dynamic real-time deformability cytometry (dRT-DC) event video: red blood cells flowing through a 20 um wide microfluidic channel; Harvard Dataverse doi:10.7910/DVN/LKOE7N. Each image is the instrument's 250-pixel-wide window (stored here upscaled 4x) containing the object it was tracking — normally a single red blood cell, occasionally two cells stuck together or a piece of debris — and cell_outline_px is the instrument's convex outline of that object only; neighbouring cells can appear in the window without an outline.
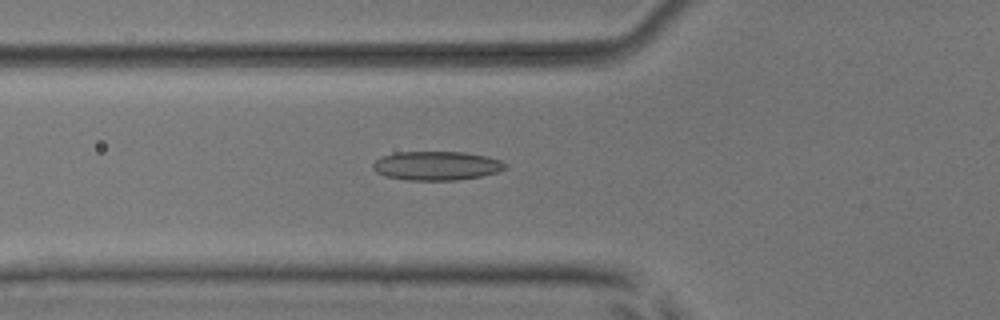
{"species": "common noctule bat (a hibernating species)", "species_latin": "Nyctalus noctula", "temperature_condition": "room temperature", "stored_images_in_passage": 54, "camera_frame_rate_fps": 3000, "um_per_image_px": 0.085, "animal": {"sex": "male", "body_mass_g": 17.9, "forearm_length_mm": 54.2}, "frame": {"image": 1, "passage_image": 20, "time_ms": 6.333, "image_size_px": [1000, 320], "cell_outline_px": [[504, 168], [496, 172], [480, 176], [456, 180], [408, 180], [384, 176], [376, 172], [372, 168], [372, 164], [380, 156], [396, 152], [464, 152], [488, 156], [500, 160], [504, 164]], "centroid_in_image_um": [37.04, 14.08], "position_along_channel_um": 88.8, "area_um2": 22.25}}
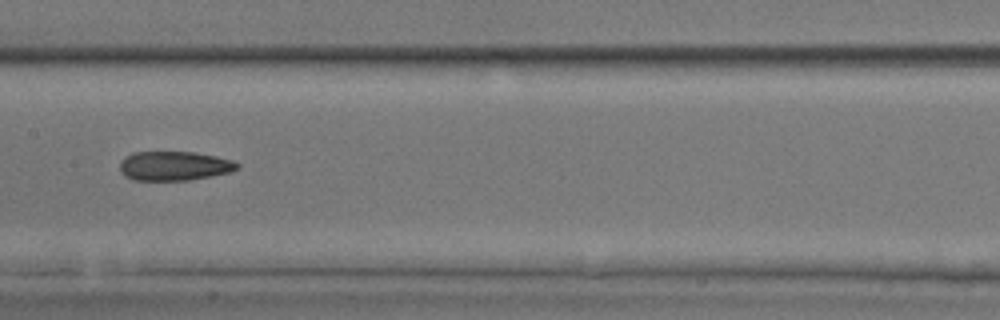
{"frame": {"image": 2, "passage_image": 28, "time_ms": 9.0, "image_size_px": [1000, 320], "cell_outline_px": [[240, 168], [232, 172], [212, 176], [188, 180], [132, 180], [124, 176], [120, 172], [120, 160], [124, 156], [132, 152], [196, 152], [216, 156], [232, 160], [240, 164]], "centroid_in_image_um": [14.81, 14.1], "position_along_channel_um": 192.6, "area_um2": 20.35}}
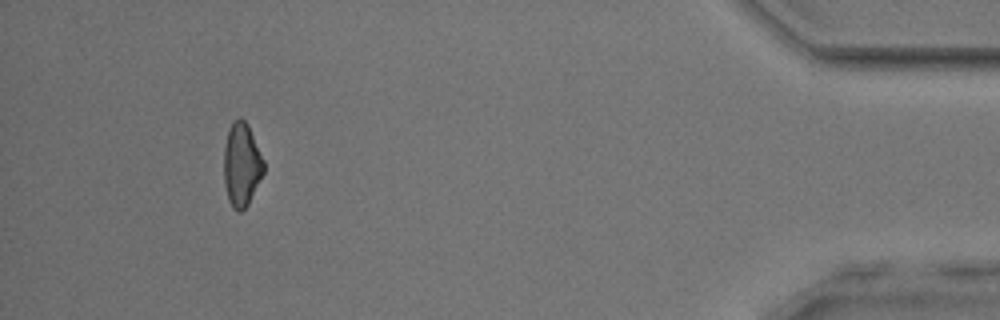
{"frame": {"image": 3, "passage_image": 50, "time_ms": 16.333, "image_size_px": [1000, 320], "cell_outline_px": [[264, 172], [248, 204], [240, 212], [236, 212], [232, 208], [228, 200], [224, 184], [224, 148], [228, 128], [232, 120], [240, 116], [248, 124], [264, 160]], "centroid_in_image_um": [20.52, 13.98], "position_along_channel_um": 414.7, "area_um2": 19.65}, "authors_computed_cell_mechanics": {"area_um2": 20.6346, "velocity_mm_per_s": 3.891, "shape_relaxation_time_tau1_ms": null, "shape_relaxation_time_tau2_ms": 4.6054, "deformation_change_tau1": null, "deformation_change_tau2": 0.1237}}